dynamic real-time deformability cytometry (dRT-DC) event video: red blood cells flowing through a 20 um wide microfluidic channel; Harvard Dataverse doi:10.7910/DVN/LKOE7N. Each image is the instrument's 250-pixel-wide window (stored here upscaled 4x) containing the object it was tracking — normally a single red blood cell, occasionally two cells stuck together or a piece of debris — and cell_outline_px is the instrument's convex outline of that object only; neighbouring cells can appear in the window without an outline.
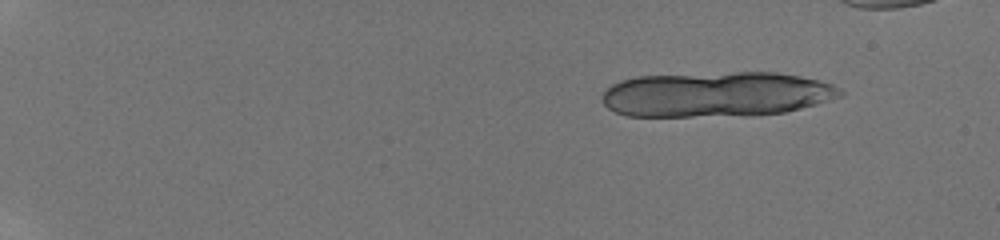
{"species": "human", "species_latin": "Homo sapiens", "temperature_condition": "room temperature", "stored_images_in_passage": 12, "camera_frame_rate_fps": 3000, "um_per_image_px": 0.085, "donor": {"sex": "male"}, "frame": {"image": 1, "passage_image": 3, "time_ms": 1.667, "image_size_px": [1000, 240], "cell_outline_px": [[844, 96], [816, 104], [784, 112], [752, 116], [624, 116], [608, 108], [600, 100], [600, 96], [612, 84], [620, 80], [636, 76], [736, 72], [776, 72], [800, 76], [832, 84], [840, 88], [844, 92]], "centroid_in_image_um": [60.88, 8.02], "position_along_channel_um": 24.1, "area_um2": 63.06}}